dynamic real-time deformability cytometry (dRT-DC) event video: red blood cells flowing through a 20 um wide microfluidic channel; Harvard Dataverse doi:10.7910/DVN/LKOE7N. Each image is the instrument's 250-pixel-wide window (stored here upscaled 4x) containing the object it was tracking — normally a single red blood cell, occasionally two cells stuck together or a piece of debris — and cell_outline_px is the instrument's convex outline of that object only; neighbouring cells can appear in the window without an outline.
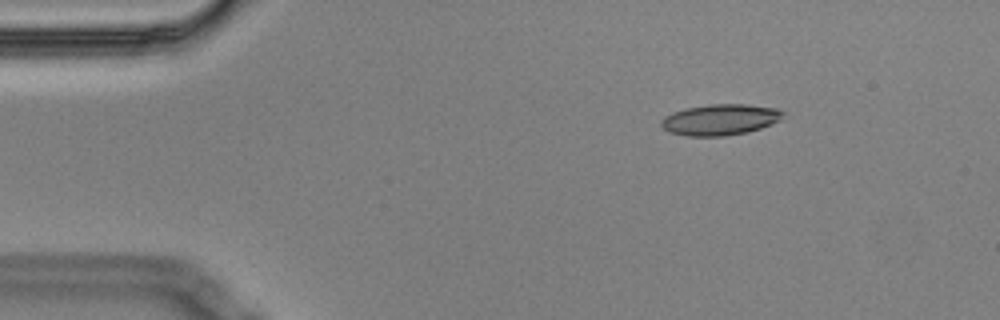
{"species": "Egyptian fruit bat (a non-hibernating species)", "species_latin": "Rousettus aegyptiacus", "temperature_condition": "cold", "stored_images_in_passage": 5, "camera_frame_rate_fps": 3000, "um_per_image_px": 0.085, "animal": {"sex": "male"}, "frame": {"image": 1, "passage_image": 2, "time_ms": 0.333, "image_size_px": [1000, 320], "cell_outline_px": [[784, 112], [780, 120], [772, 124], [748, 132], [724, 136], [688, 136], [668, 132], [660, 124], [660, 120], [664, 116], [672, 112], [684, 108], [708, 104], [748, 104], [776, 108]], "centroid_in_image_um": [61.18, 10.16], "position_along_channel_um": 23.8, "area_um2": 22.2}}
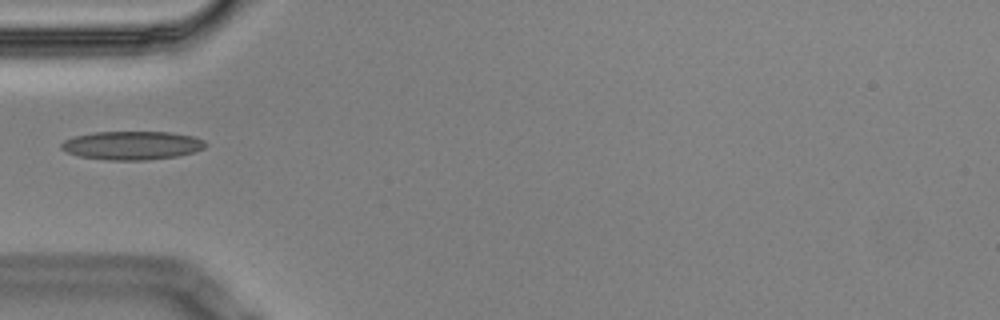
{"frame": {"image": 2, "passage_image": 5, "time_ms": 1.333, "image_size_px": [1000, 320], "cell_outline_px": [[208, 144], [204, 148], [192, 152], [176, 156], [144, 160], [108, 160], [80, 156], [68, 152], [60, 148], [60, 144], [64, 140], [72, 136], [92, 132], [172, 132], [192, 136], [204, 140]], "centroid_in_image_um": [11.2, 12.35], "position_along_channel_um": 73.8, "area_um2": 23.99}}